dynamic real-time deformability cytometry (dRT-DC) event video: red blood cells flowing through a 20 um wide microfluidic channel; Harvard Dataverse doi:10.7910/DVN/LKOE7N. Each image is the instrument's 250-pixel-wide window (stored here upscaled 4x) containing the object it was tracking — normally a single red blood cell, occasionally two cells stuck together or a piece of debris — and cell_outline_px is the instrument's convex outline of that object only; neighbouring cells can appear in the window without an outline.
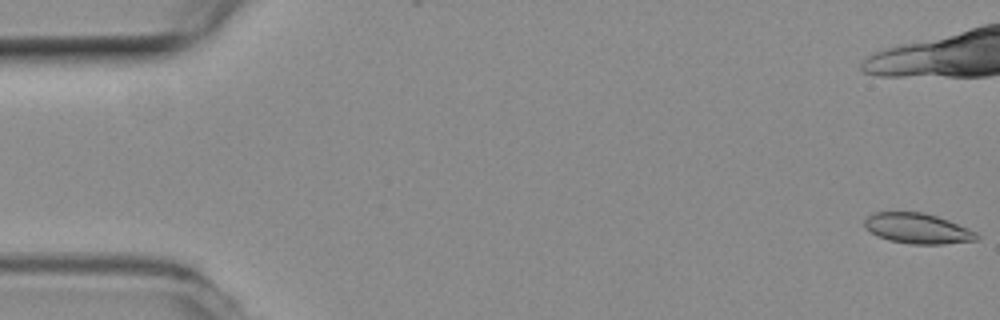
{"species": "common noctule bat (a hibernating species)", "species_latin": "Nyctalus noctula", "temperature_condition": "room temperature", "stored_images_in_passage": 9, "camera_frame_rate_fps": 3000, "um_per_image_px": 0.085, "animal": {"sex": "female", "body_mass_g": 19.3, "forearm_length_mm": 54.1}, "frame": {"image": 1, "passage_image": 1, "time_ms": 0.0, "image_size_px": [1000, 320], "cell_outline_px": [[980, 236], [976, 240], [944, 244], [908, 244], [888, 240], [876, 236], [864, 228], [864, 220], [872, 212], [924, 212], [948, 220], [968, 228], [976, 232]], "centroid_in_image_um": [77.95, 19.42], "position_along_channel_um": 7.0, "area_um2": 20.0}}